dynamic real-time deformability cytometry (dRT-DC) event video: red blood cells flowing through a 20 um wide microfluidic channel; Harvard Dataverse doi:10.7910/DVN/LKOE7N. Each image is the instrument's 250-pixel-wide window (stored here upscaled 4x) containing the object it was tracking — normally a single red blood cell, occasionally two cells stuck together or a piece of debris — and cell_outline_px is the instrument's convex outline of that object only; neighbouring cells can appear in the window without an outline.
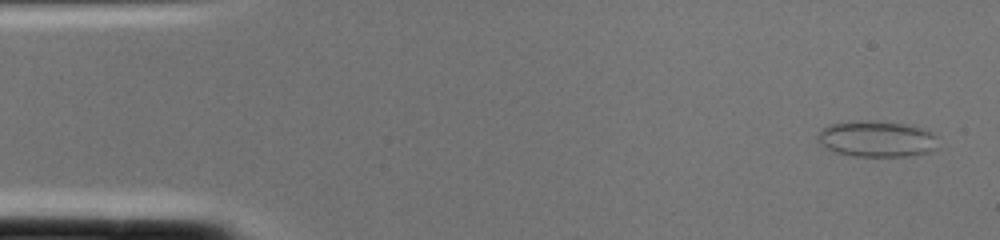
{"species": "common noctule bat (a hibernating species)", "species_latin": "Nyctalus noctula", "temperature_condition": "cold", "stored_images_in_passage": 2, "camera_frame_rate_fps": 3000, "um_per_image_px": 0.085, "animal": {"sex": "female", "body_mass_g": 22.0, "forearm_length_mm": 56.7}, "frame": {"image": 1, "passage_image": 1, "time_ms": 0.0, "image_size_px": [1000, 240], "cell_outline_px": [[936, 148], [928, 152], [908, 156], [852, 156], [836, 152], [820, 144], [820, 132], [828, 124], [860, 120], [868, 120], [904, 124], [924, 128], [932, 132], [936, 136]], "centroid_in_image_um": [74.55, 11.8], "position_along_channel_um": 10.4, "area_um2": 25.09}}
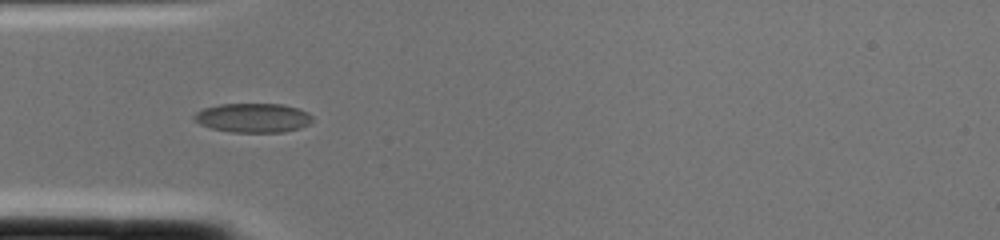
{"frame": {"image": 2, "passage_image": 2, "time_ms": 0.333, "image_size_px": [1000, 240], "cell_outline_px": [[312, 120], [308, 124], [300, 128], [284, 132], [232, 132], [208, 128], [192, 120], [192, 116], [196, 112], [204, 108], [220, 104], [280, 104], [300, 108], [308, 112], [312, 116]], "centroid_in_image_um": [21.48, 10.02], "position_along_channel_um": 63.5, "area_um2": 20.35}}